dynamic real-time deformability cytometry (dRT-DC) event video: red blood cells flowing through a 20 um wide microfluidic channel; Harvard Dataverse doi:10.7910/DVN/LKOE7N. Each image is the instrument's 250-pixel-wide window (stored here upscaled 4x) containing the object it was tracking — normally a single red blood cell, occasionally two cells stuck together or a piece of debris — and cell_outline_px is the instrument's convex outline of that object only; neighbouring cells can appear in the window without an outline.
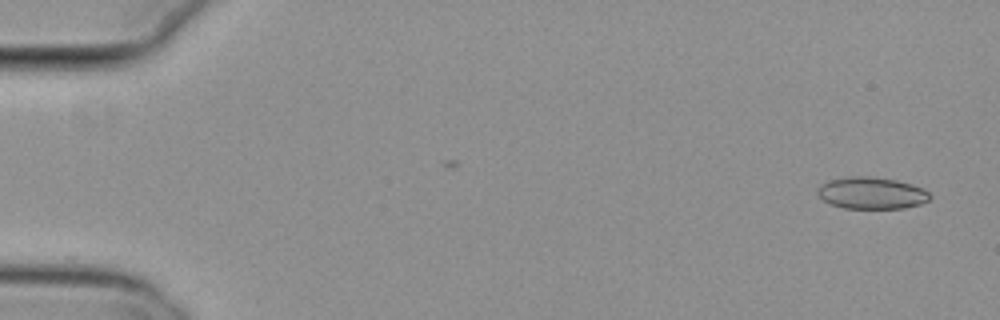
{"species": "common noctule bat (a hibernating species)", "species_latin": "Nyctalus noctula", "temperature_condition": "cold", "stored_images_in_passage": 11, "camera_frame_rate_fps": 3000, "um_per_image_px": 0.085, "animal": {"sex": "female", "body_mass_g": 29.2, "forearm_length_mm": 56.3}, "frame": {"image": 1, "passage_image": 1, "time_ms": 0.0, "image_size_px": [1000, 320], "cell_outline_px": [[932, 196], [928, 200], [920, 204], [904, 208], [844, 208], [832, 204], [824, 200], [816, 192], [816, 188], [820, 184], [828, 180], [848, 176], [868, 176], [896, 180], [912, 184], [924, 188]], "centroid_in_image_um": [74.08, 16.4], "position_along_channel_um": 10.9, "area_um2": 20.92}}